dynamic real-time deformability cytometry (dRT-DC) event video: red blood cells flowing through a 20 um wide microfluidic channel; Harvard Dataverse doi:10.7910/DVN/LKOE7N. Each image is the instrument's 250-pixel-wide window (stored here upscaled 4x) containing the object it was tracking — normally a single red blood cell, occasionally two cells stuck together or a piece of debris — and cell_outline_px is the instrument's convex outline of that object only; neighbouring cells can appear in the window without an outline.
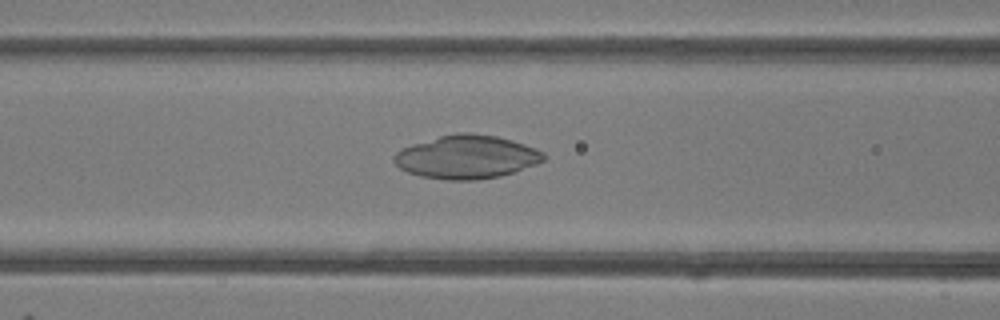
{"species": "common noctule bat (a hibernating species)", "species_latin": "Nyctalus noctula", "temperature_condition": "room temperature", "stored_images_in_passage": 32, "camera_frame_rate_fps": 3000, "um_per_image_px": 0.085, "animal": {"sex": "female"}, "frame": {"image": 1, "passage_image": 7, "time_ms": 2.0, "image_size_px": [1000, 320], "cell_outline_px": [[544, 160], [536, 164], [500, 176], [476, 180], [448, 180], [420, 176], [408, 172], [400, 168], [392, 160], [392, 156], [396, 152], [412, 144], [440, 136], [456, 132], [472, 132], [496, 136], [512, 140], [536, 148], [544, 152]], "centroid_in_image_um": [39.65, 13.33], "position_along_channel_um": 127.0, "area_um2": 37.8}}
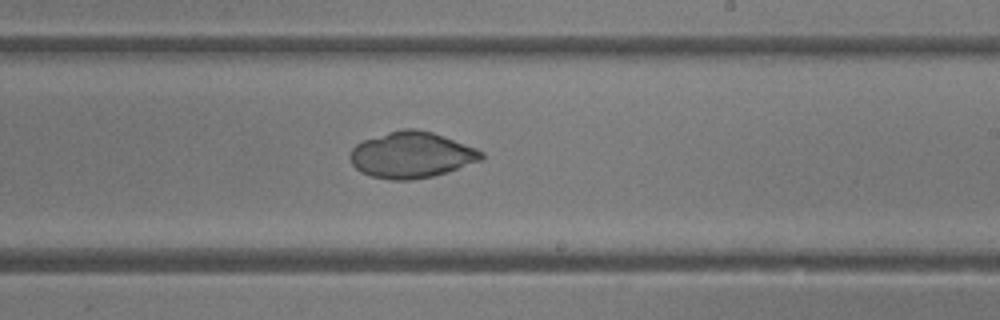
{"frame": {"image": 2, "passage_image": 16, "time_ms": 5.0, "image_size_px": [1000, 320], "cell_outline_px": [[484, 160], [432, 176], [412, 180], [392, 180], [372, 176], [360, 172], [352, 164], [348, 156], [352, 148], [356, 144], [364, 140], [400, 128], [416, 128], [432, 132], [476, 148], [484, 152]], "centroid_in_image_um": [34.97, 13.16], "position_along_channel_um": 254.0, "area_um2": 35.32}}
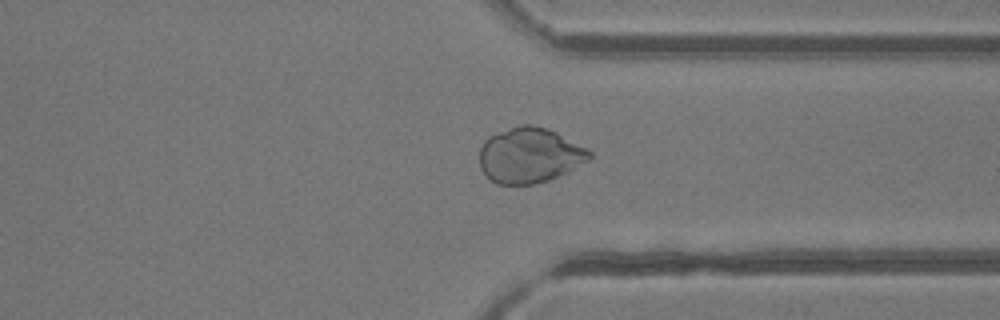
{"frame": {"image": 3, "passage_image": 24, "time_ms": 7.667, "image_size_px": [1000, 320], "cell_outline_px": [[592, 156], [588, 160], [568, 172], [548, 180], [532, 184], [496, 184], [480, 168], [480, 148], [484, 140], [488, 136], [496, 132], [520, 124], [532, 124], [556, 132], [588, 148], [592, 152]], "centroid_in_image_um": [45.02, 13.18], "position_along_channel_um": 366.4, "area_um2": 35.49}}